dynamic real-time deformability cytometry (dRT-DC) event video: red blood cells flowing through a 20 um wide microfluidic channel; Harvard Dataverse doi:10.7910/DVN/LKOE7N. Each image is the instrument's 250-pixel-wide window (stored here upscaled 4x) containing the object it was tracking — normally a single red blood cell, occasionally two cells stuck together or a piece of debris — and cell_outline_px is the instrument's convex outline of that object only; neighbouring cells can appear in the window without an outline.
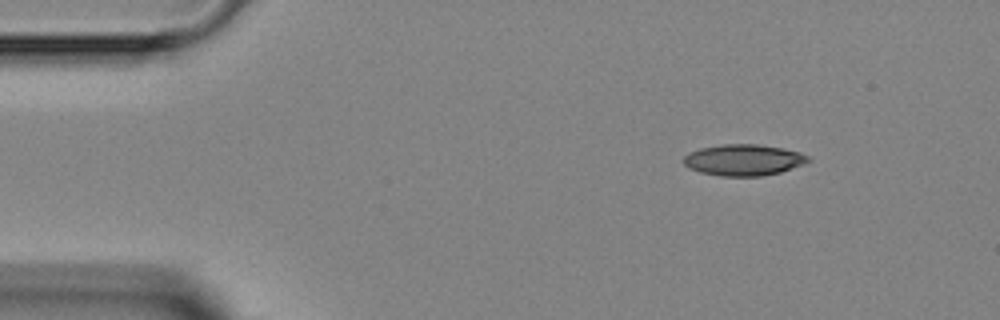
{"species": "Egyptian fruit bat (a non-hibernating species)", "species_latin": "Rousettus aegyptiacus", "temperature_condition": "room temperature", "stored_images_in_passage": 4, "camera_frame_rate_fps": 3000, "um_per_image_px": 0.085, "animal": {"sex": "female"}, "frame": {"image": 1, "passage_image": 1, "time_ms": 0.0, "image_size_px": [1000, 320], "cell_outline_px": [[812, 160], [804, 164], [780, 172], [760, 176], [720, 176], [700, 172], [688, 168], [684, 164], [684, 156], [688, 152], [700, 148], [720, 144], [756, 144], [784, 148], [800, 152], [808, 156]], "centroid_in_image_um": [63.2, 13.59], "position_along_channel_um": 21.8, "area_um2": 22.83}}